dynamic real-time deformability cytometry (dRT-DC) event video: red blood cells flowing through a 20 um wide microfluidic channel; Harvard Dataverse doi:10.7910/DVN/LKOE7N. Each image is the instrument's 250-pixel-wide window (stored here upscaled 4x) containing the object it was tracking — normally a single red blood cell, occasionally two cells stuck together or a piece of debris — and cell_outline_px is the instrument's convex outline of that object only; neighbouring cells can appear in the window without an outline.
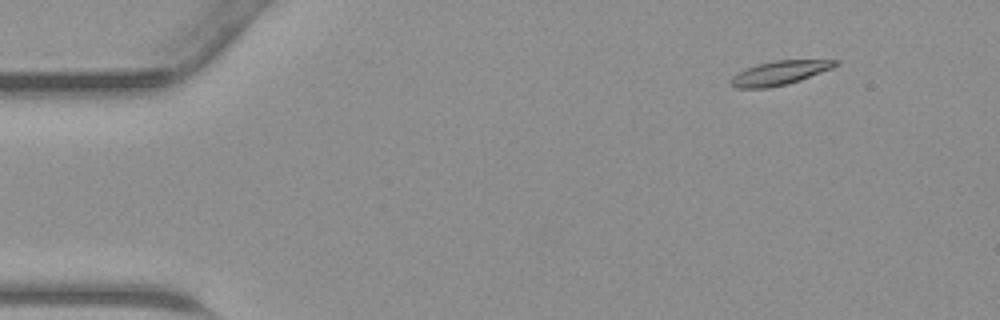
{"species": "common noctule bat (a hibernating species)", "species_latin": "Nyctalus noctula", "temperature_condition": "warm", "stored_images_in_passage": 43, "camera_frame_rate_fps": 3000, "um_per_image_px": 0.085, "animal": {"sex": "male", "body_mass_g": 23.1, "forearm_length_mm": 52.7}, "frame": {"image": 1, "passage_image": 2, "time_ms": 0.333, "image_size_px": [1000, 320], "cell_outline_px": [[840, 64], [832, 68], [800, 80], [768, 88], [736, 88], [732, 84], [732, 76], [756, 64], [776, 60], [840, 60]], "centroid_in_image_um": [66.31, 6.18], "position_along_channel_um": 18.7, "area_um2": 14.33}}
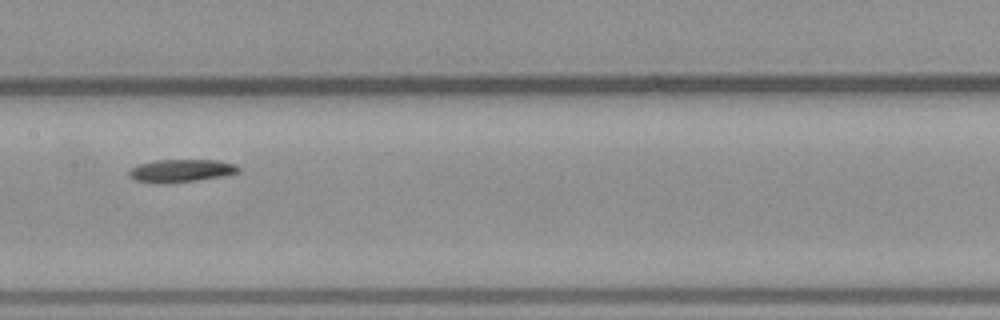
{"frame": {"image": 2, "passage_image": 20, "time_ms": 6.333, "image_size_px": [1000, 320], "cell_outline_px": [[240, 172], [224, 176], [196, 180], [160, 184], [136, 180], [128, 176], [128, 172], [136, 164], [156, 160], [216, 160], [236, 164], [240, 168]], "centroid_in_image_um": [15.39, 14.5], "position_along_channel_um": 192.0, "area_um2": 14.62}}
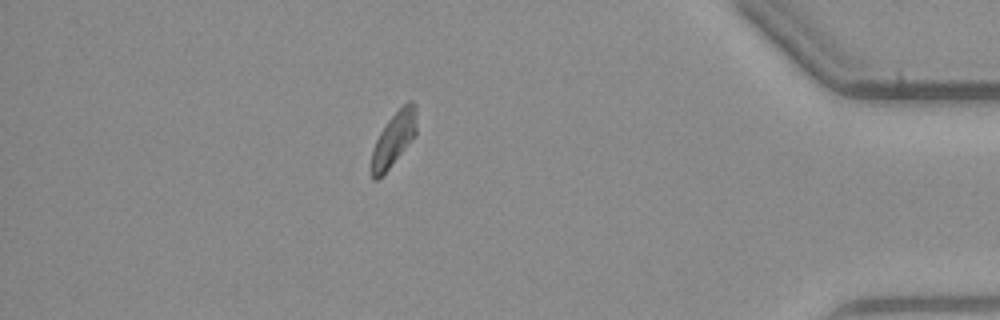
{"frame": {"image": 3, "passage_image": 37, "time_ms": 12.0, "image_size_px": [1000, 320], "cell_outline_px": [[416, 136], [388, 168], [376, 180], [372, 180], [368, 168], [372, 148], [380, 132], [388, 120], [408, 100], [412, 100], [416, 104]], "centroid_in_image_um": [33.43, 11.84], "position_along_channel_um": 401.8, "area_um2": 14.39}}